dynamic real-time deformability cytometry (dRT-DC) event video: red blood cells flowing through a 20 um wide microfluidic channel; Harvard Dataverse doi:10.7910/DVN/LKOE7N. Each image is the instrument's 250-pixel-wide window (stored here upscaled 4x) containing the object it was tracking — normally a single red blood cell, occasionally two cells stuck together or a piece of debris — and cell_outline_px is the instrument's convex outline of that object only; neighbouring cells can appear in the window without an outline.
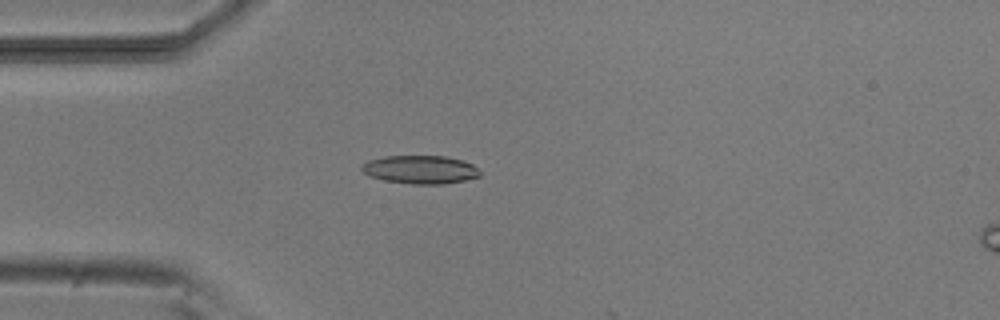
{"species": "common noctule bat (a hibernating species)", "species_latin": "Nyctalus noctula", "temperature_condition": "room temperature", "stored_images_in_passage": 2, "camera_frame_rate_fps": 3000, "um_per_image_px": 0.085, "animal": {"sex": "male", "body_mass_g": 20.5, "forearm_length_mm": 52.5}, "frame": {"image": 1, "passage_image": 1, "time_ms": 0.0, "image_size_px": [1000, 320], "cell_outline_px": [[480, 176], [464, 180], [444, 184], [412, 184], [384, 180], [372, 176], [364, 172], [360, 168], [368, 160], [384, 156], [444, 156], [460, 160], [472, 164], [480, 172]], "centroid_in_image_um": [35.72, 14.41], "position_along_channel_um": 49.3, "area_um2": 19.25}}